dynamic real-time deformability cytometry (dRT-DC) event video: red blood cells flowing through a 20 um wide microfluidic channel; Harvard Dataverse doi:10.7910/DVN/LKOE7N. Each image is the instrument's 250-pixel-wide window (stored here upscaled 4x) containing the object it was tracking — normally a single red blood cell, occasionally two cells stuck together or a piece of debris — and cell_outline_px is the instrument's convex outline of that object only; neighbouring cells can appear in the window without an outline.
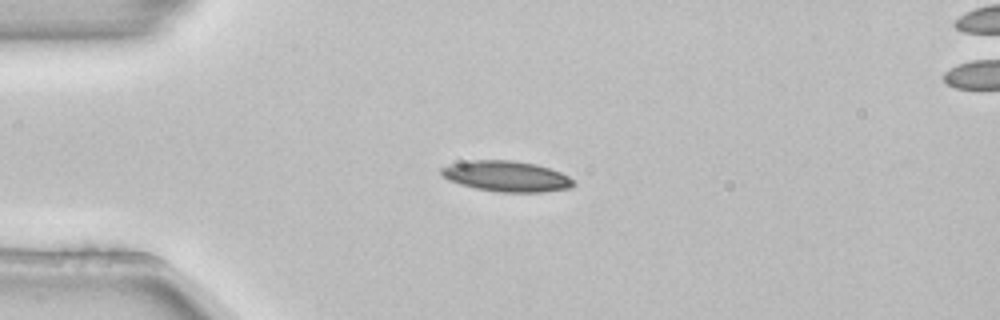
{"species": "common noctule bat (a hibernating species)", "species_latin": "Nyctalus noctula", "temperature_condition": "room temperature", "stored_images_in_passage": 3, "camera_frame_rate_fps": 3000, "um_per_image_px": 0.085, "animal": {"sex": "female", "body_mass_g": 22.7, "forearm_length_mm": 54.2}, "frame": {"image": 1, "passage_image": 2, "time_ms": 0.333, "image_size_px": [1000, 320], "cell_outline_px": [[576, 184], [572, 188], [544, 192], [496, 192], [476, 188], [460, 184], [448, 180], [440, 172], [440, 168], [448, 164], [472, 160], [512, 160], [536, 164], [560, 172], [576, 180]], "centroid_in_image_um": [43.08, 14.99], "position_along_channel_um": 41.9, "area_um2": 23.81}}